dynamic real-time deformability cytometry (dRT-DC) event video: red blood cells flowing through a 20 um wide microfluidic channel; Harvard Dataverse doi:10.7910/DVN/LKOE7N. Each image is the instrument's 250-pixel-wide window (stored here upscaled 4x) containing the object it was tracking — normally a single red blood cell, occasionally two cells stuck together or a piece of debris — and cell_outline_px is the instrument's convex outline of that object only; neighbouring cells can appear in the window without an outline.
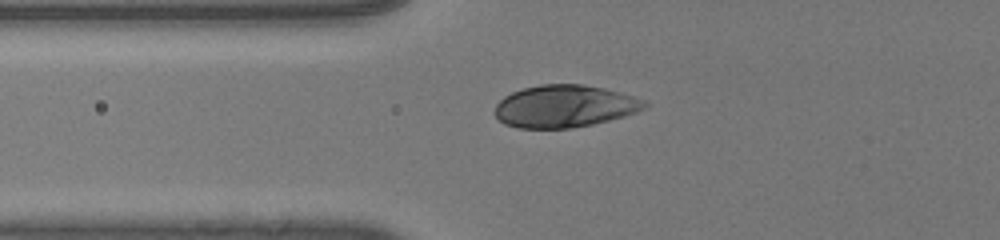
{"species": "human", "species_latin": "Homo sapiens", "temperature_condition": "room temperature", "stored_images_in_passage": 33, "camera_frame_rate_fps": 3000, "um_per_image_px": 0.085, "donor": {"sex": "male"}, "frame": {"image": 1, "passage_image": 3, "time_ms": 0.667, "image_size_px": [1000, 240], "cell_outline_px": [[652, 104], [636, 112], [624, 116], [592, 124], [572, 128], [516, 128], [504, 124], [492, 112], [496, 104], [504, 96], [512, 92], [524, 88], [540, 84], [584, 84], [604, 88], [632, 96], [644, 100]], "centroid_in_image_um": [47.96, 9.03], "position_along_channel_um": 77.8, "area_um2": 37.05}}
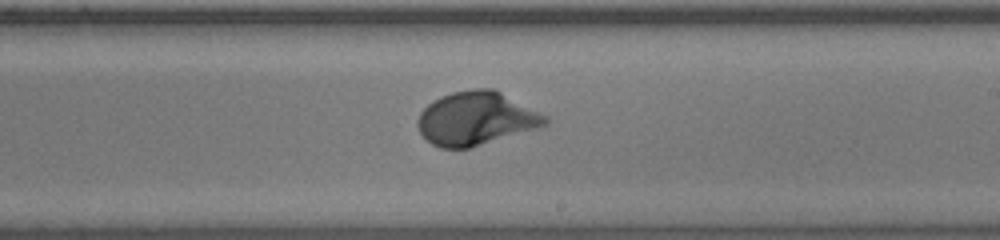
{"frame": {"image": 2, "passage_image": 16, "time_ms": 5.0, "image_size_px": [1000, 240], "cell_outline_px": [[548, 124], [536, 128], [472, 148], [440, 148], [432, 144], [420, 132], [416, 124], [416, 120], [420, 112], [428, 104], [440, 96], [452, 92], [472, 88], [492, 88], [548, 116]], "centroid_in_image_um": [40.44, 10.07], "position_along_channel_um": 248.6, "area_um2": 39.65}}
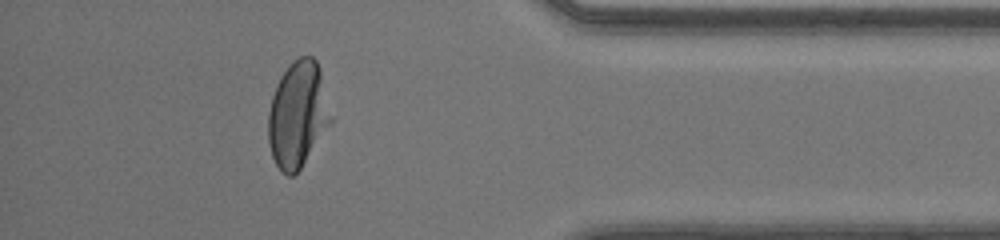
{"frame": {"image": 3, "passage_image": 29, "time_ms": 9.333, "image_size_px": [1000, 240], "cell_outline_px": [[332, 120], [300, 168], [292, 176], [288, 176], [276, 164], [272, 156], [268, 140], [268, 112], [272, 96], [276, 84], [280, 76], [288, 64], [292, 60], [300, 56], [312, 56], [316, 60], [320, 68], [332, 116]], "centroid_in_image_um": [25.3, 9.68], "position_along_channel_um": 409.9, "area_um2": 38.49}, "authors_computed_cell_mechanics": {"area_um2": 39.1884, "velocity_mm_per_s": 4.0936, "shape_relaxation_time_tau1_ms": 2.2201, "shape_relaxation_time_tau2_ms": null, "deformation_change_tau1": 0.1543, "deformation_change_tau2": null}}